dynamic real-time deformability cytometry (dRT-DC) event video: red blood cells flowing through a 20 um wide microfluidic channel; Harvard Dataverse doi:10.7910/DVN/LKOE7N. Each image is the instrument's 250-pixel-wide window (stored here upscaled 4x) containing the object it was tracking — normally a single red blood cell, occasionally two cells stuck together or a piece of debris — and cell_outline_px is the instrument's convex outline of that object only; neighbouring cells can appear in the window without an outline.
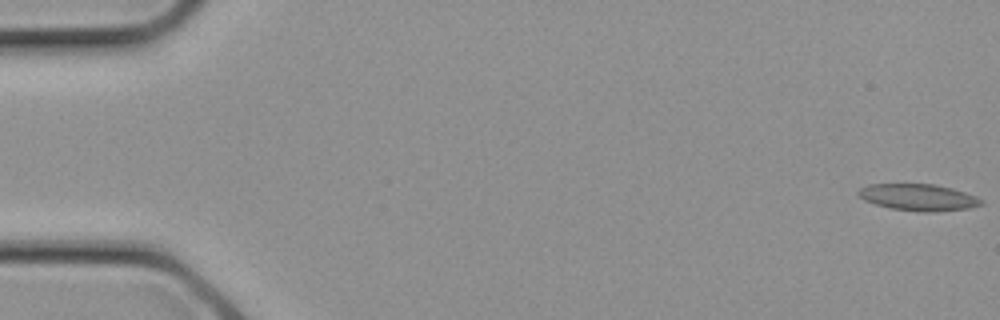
{"species": "common noctule bat (a hibernating species)", "species_latin": "Nyctalus noctula", "temperature_condition": "cold", "stored_images_in_passage": 8, "camera_frame_rate_fps": 3000, "um_per_image_px": 0.085, "animal": {"sex": "female", "body_mass_g": 21.9}, "frame": {"image": 1, "passage_image": 1, "time_ms": 0.0, "image_size_px": [1000, 320], "cell_outline_px": [[984, 204], [968, 208], [932, 212], [924, 212], [892, 208], [876, 204], [864, 200], [856, 192], [860, 188], [868, 184], [936, 184], [952, 188], [976, 196], [984, 200]], "centroid_in_image_um": [78.08, 16.76], "position_along_channel_um": 6.9, "area_um2": 19.02}}